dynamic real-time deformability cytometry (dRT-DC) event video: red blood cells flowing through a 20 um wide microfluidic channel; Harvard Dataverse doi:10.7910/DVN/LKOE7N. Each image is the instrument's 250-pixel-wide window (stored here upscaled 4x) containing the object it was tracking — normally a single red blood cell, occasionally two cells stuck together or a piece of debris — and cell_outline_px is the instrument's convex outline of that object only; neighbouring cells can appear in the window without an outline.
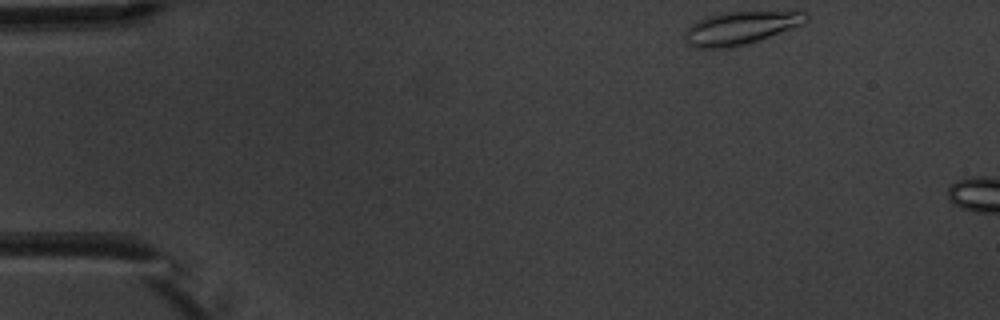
{"species": "common noctule bat (a hibernating species)", "species_latin": "Nyctalus noctula", "temperature_condition": "warm", "stored_images_in_passage": 3, "camera_frame_rate_fps": 3000, "um_per_image_px": 0.085, "animal": {"sex": "male", "body_mass_g": 20.1, "forearm_length_mm": 53.5}, "frame": {"image": 1, "passage_image": 1, "time_ms": 0.0, "image_size_px": [1000, 320], "cell_outline_px": [[808, 20], [804, 24], [744, 44], [728, 48], [692, 48], [688, 44], [684, 36], [684, 32], [696, 20], [704, 16], [724, 12], [808, 12]], "centroid_in_image_um": [62.88, 2.37], "position_along_channel_um": 22.1, "area_um2": 23.06}}